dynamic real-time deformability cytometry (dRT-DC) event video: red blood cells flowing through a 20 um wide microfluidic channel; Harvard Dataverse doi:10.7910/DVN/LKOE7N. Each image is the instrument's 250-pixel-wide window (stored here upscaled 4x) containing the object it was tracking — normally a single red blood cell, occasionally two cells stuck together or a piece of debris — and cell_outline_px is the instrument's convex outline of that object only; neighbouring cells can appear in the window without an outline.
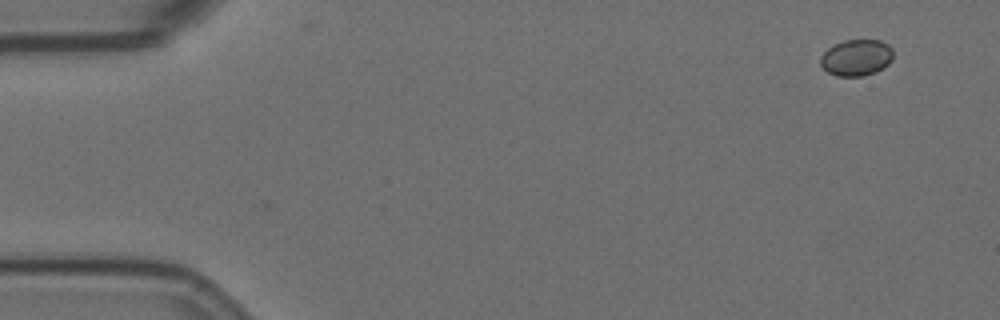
{"species": "Egyptian fruit bat (a non-hibernating species)", "species_latin": "Rousettus aegyptiacus", "temperature_condition": "room temperature", "stored_images_in_passage": 2, "camera_frame_rate_fps": 3000, "um_per_image_px": 0.085, "animal": {"sex": "female"}, "frame": {"image": 1, "passage_image": 2, "time_ms": 0.333, "image_size_px": [1000, 320], "cell_outline_px": [[892, 60], [888, 64], [876, 72], [864, 76], [836, 76], [828, 72], [820, 64], [820, 56], [828, 48], [844, 40], [880, 40], [888, 44], [892, 48]], "centroid_in_image_um": [72.8, 4.9], "position_along_channel_um": 12.2, "area_um2": 15.43}}